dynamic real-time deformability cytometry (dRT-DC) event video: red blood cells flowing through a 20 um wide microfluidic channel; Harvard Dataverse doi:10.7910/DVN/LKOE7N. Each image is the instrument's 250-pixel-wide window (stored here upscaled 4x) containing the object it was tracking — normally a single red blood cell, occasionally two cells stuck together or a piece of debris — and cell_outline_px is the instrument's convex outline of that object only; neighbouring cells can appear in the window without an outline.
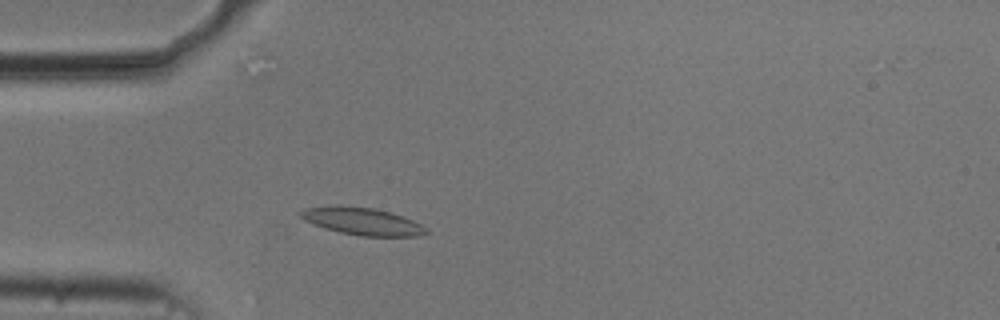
{"species": "common noctule bat (a hibernating species)", "species_latin": "Nyctalus noctula", "temperature_condition": "cold", "stored_images_in_passage": 43, "camera_frame_rate_fps": 3000, "um_per_image_px": 0.085, "animal": {"sex": "male", "body_mass_g": 20.5, "forearm_length_mm": 52.5}, "frame": {"image": 1, "passage_image": 3, "time_ms": 0.667, "image_size_px": [1000, 320], "cell_outline_px": [[428, 232], [416, 236], [360, 236], [340, 232], [324, 228], [312, 224], [304, 220], [296, 212], [304, 208], [332, 204], [376, 208], [404, 216], [428, 228]], "centroid_in_image_um": [30.73, 18.78], "position_along_channel_um": 54.3, "area_um2": 20.4}}
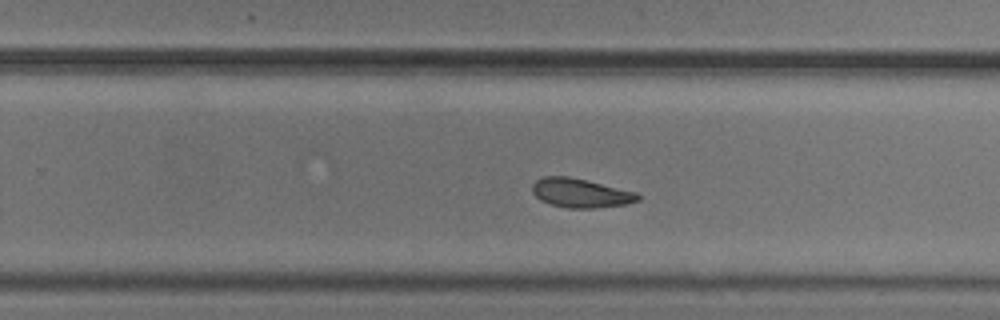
{"frame": {"image": 2, "passage_image": 22, "time_ms": 7.0, "image_size_px": [1000, 320], "cell_outline_px": [[640, 200], [628, 204], [596, 208], [568, 208], [552, 204], [540, 200], [532, 192], [532, 184], [536, 180], [544, 176], [568, 176], [636, 192], [640, 196]], "centroid_in_image_um": [49.35, 16.41], "position_along_channel_um": 280.5, "area_um2": 17.8}}
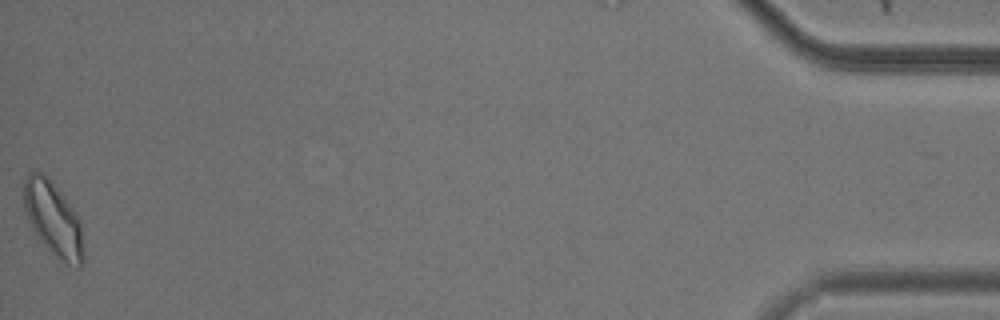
{"frame": {"image": 3, "passage_image": 42, "time_ms": 13.667, "image_size_px": [1000, 320], "cell_outline_px": [[84, 260], [80, 268], [76, 268], [60, 260], [36, 240], [28, 220], [24, 208], [24, 180], [28, 172], [40, 172], [52, 180], [76, 212], [80, 220], [84, 256]], "centroid_in_image_um": [4.52, 18.65], "position_along_channel_um": 430.7, "area_um2": 26.36}}